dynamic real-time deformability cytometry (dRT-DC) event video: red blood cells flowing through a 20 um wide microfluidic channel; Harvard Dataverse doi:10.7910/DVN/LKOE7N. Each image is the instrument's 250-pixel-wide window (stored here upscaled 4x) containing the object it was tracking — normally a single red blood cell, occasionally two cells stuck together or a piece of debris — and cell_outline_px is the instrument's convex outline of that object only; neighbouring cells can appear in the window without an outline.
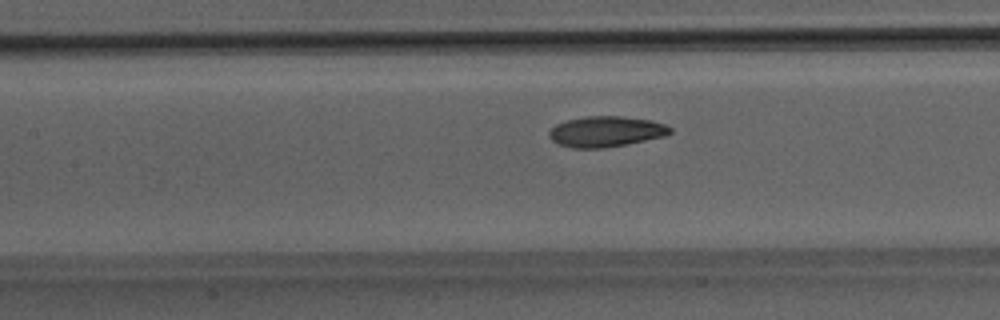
{"species": "Egyptian fruit bat (a non-hibernating species)", "species_latin": "Rousettus aegyptiacus", "temperature_condition": "room temperature", "stored_images_in_passage": 30, "camera_frame_rate_fps": 3000, "um_per_image_px": 0.085, "animal": {"sex": "male"}, "frame": {"image": 1, "passage_image": 13, "time_ms": 4.0, "image_size_px": [1000, 320], "cell_outline_px": [[672, 132], [664, 136], [628, 144], [604, 148], [572, 148], [560, 144], [552, 140], [548, 136], [548, 132], [556, 124], [568, 120], [588, 116], [620, 116], [648, 120], [664, 124], [672, 128]], "centroid_in_image_um": [51.5, 11.19], "position_along_channel_um": 155.9, "area_um2": 21.44}}